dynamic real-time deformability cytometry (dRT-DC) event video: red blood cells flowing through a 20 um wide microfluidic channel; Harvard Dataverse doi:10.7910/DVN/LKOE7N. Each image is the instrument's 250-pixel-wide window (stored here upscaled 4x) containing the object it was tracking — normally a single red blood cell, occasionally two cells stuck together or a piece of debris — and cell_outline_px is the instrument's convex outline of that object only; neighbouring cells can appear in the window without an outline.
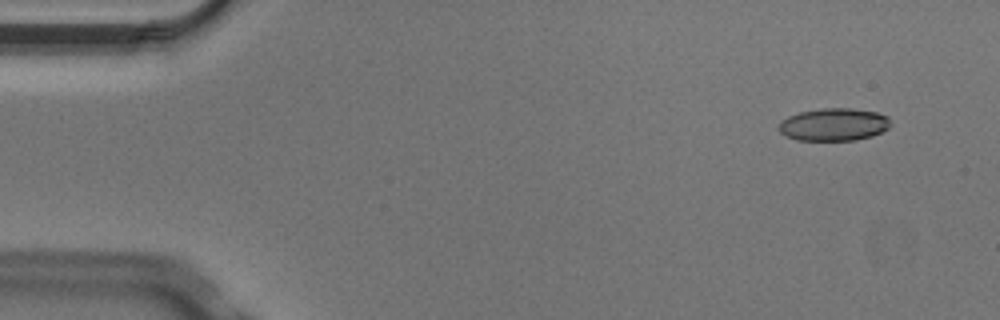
{"species": "Egyptian fruit bat (a non-hibernating species)", "species_latin": "Rousettus aegyptiacus", "temperature_condition": "cold", "stored_images_in_passage": 4, "camera_frame_rate_fps": 3000, "um_per_image_px": 0.085, "animal": {"sex": "male"}, "frame": {"image": 1, "passage_image": 2, "time_ms": 0.333, "image_size_px": [1000, 320], "cell_outline_px": [[892, 124], [888, 128], [872, 136], [856, 140], [796, 140], [784, 136], [780, 132], [780, 120], [788, 116], [800, 112], [820, 108], [852, 108], [876, 112], [888, 116]], "centroid_in_image_um": [70.88, 10.58], "position_along_channel_um": 14.1, "area_um2": 21.39}}